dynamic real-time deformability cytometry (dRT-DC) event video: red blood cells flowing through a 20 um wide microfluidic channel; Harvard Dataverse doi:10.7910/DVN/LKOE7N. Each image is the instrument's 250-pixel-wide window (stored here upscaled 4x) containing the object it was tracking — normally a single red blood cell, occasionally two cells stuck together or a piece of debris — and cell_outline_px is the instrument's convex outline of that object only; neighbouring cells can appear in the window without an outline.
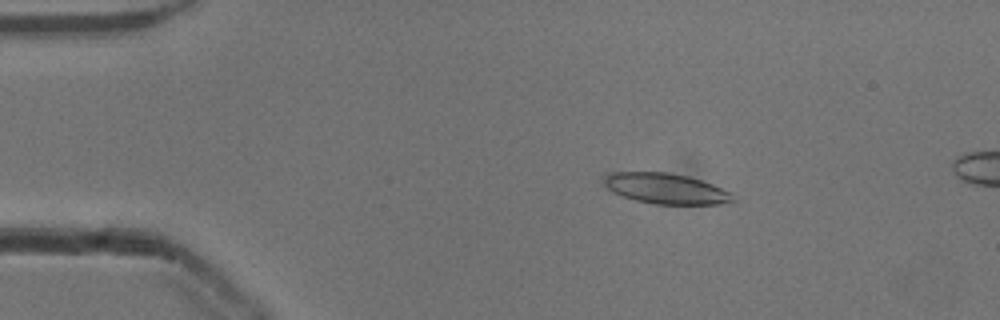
{"species": "common noctule bat (a hibernating species)", "species_latin": "Nyctalus noctula", "temperature_condition": "cold", "stored_images_in_passage": 25, "camera_frame_rate_fps": 3000, "um_per_image_px": 0.085, "animal": {"sex": "male", "body_mass_g": 13.3}, "frame": {"image": 1, "passage_image": 8, "time_ms": 2.333, "image_size_px": [1000, 320], "cell_outline_px": [[736, 200], [720, 204], [656, 204], [636, 200], [612, 192], [604, 184], [600, 176], [604, 172], [668, 172], [688, 176], [712, 184], [732, 192]], "centroid_in_image_um": [56.55, 16.01], "position_along_channel_um": 28.4, "area_um2": 23.18}}
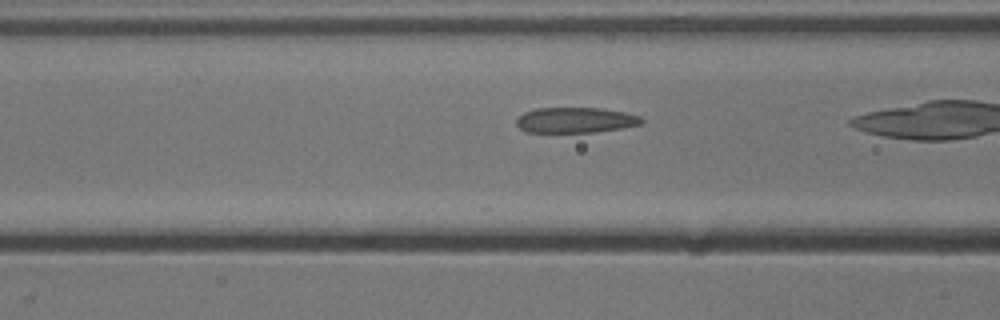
{"frame": {"image": 2, "passage_image": 14, "time_ms": 4.333, "image_size_px": [1000, 320], "cell_outline_px": [[644, 120], [640, 124], [620, 128], [592, 132], [524, 132], [516, 124], [516, 120], [524, 112], [536, 108], [600, 108], [624, 112], [640, 116]], "centroid_in_image_um": [48.88, 10.2], "position_along_channel_um": 117.7, "area_um2": 18.44}}
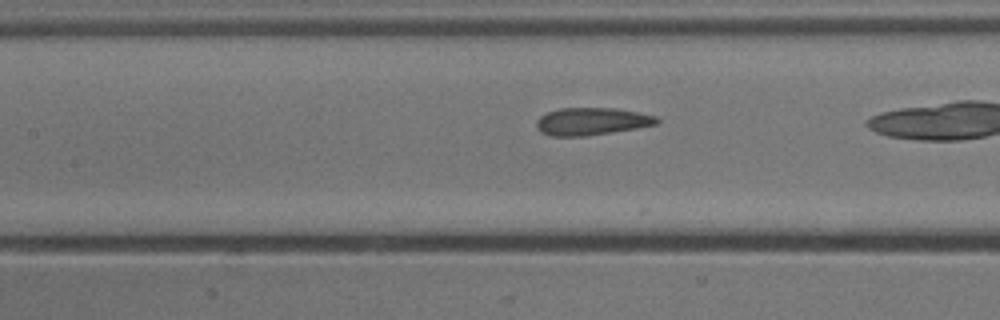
{"frame": {"image": 3, "passage_image": 17, "time_ms": 5.333, "image_size_px": [1000, 320], "cell_outline_px": [[660, 120], [656, 124], [636, 128], [612, 132], [584, 136], [552, 136], [540, 132], [536, 128], [536, 120], [540, 116], [548, 112], [560, 108], [616, 108], [640, 112], [656, 116]], "centroid_in_image_um": [50.28, 10.31], "position_along_channel_um": 157.1, "area_um2": 19.31}}